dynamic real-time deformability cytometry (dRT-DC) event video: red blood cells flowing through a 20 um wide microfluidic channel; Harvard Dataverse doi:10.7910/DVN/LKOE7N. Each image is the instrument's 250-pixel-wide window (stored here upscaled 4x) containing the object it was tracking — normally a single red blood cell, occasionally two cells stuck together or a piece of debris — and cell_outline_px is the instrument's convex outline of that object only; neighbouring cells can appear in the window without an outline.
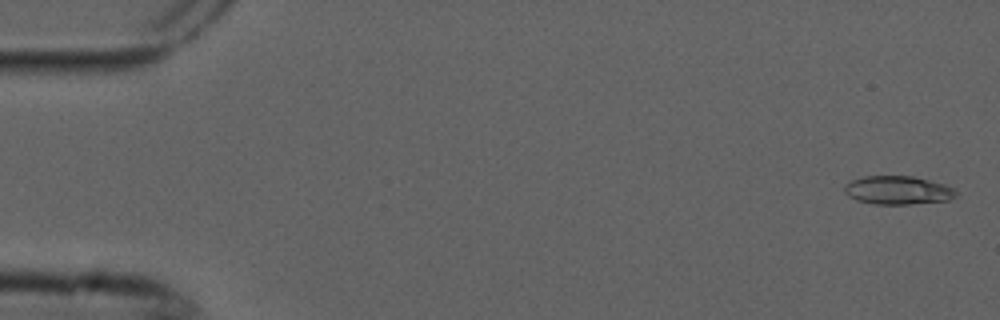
{"species": "common noctule bat (a hibernating species)", "species_latin": "Nyctalus noctula", "temperature_condition": "cold", "stored_images_in_passage": 5, "camera_frame_rate_fps": 3000, "um_per_image_px": 0.085, "animal": {"sex": "male", "forearm_length_mm": 52.5}, "frame": {"image": 1, "passage_image": 1, "time_ms": 0.0, "image_size_px": [1000, 320], "cell_outline_px": [[956, 196], [948, 200], [908, 204], [876, 204], [856, 200], [848, 196], [844, 192], [844, 188], [852, 180], [864, 176], [912, 176], [944, 184], [952, 188], [956, 192]], "centroid_in_image_um": [76.3, 16.17], "position_along_channel_um": 8.7, "area_um2": 18.26}}